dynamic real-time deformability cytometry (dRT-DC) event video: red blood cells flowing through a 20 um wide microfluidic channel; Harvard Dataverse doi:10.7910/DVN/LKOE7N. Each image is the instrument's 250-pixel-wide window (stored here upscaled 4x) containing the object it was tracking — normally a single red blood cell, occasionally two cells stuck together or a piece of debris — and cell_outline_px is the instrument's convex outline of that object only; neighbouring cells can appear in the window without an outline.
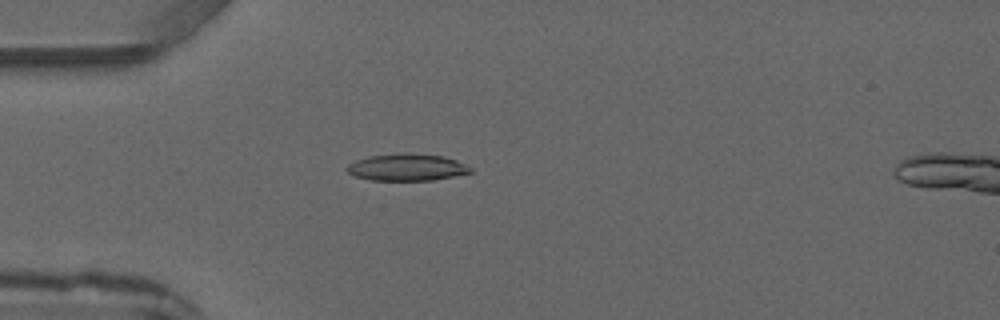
{"species": "common noctule bat (a hibernating species)", "species_latin": "Nyctalus noctula", "temperature_condition": "warm", "stored_images_in_passage": 2, "camera_frame_rate_fps": 3000, "um_per_image_px": 0.085, "animal": {"sex": "male", "forearm_length_mm": 52.5}, "frame": {"image": 1, "passage_image": 2, "time_ms": 2.333, "image_size_px": [1000, 320], "cell_outline_px": [[472, 172], [432, 180], [372, 180], [356, 176], [348, 172], [344, 168], [348, 164], [356, 160], [368, 156], [408, 152], [412, 152], [444, 156], [456, 160], [472, 168]], "centroid_in_image_um": [34.57, 14.2], "position_along_channel_um": 50.4, "area_um2": 19.42}}